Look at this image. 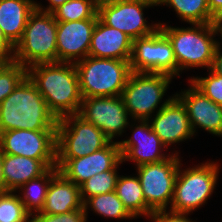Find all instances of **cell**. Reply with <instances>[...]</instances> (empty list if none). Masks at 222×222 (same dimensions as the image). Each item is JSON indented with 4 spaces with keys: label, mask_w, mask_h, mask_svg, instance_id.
Instances as JSON below:
<instances>
[{
    "label": "cell",
    "mask_w": 222,
    "mask_h": 222,
    "mask_svg": "<svg viewBox=\"0 0 222 222\" xmlns=\"http://www.w3.org/2000/svg\"><path fill=\"white\" fill-rule=\"evenodd\" d=\"M27 76L35 84L49 111L57 120L67 115L78 114L82 96L75 64L37 63L27 68Z\"/></svg>",
    "instance_id": "6da1fadb"
},
{
    "label": "cell",
    "mask_w": 222,
    "mask_h": 222,
    "mask_svg": "<svg viewBox=\"0 0 222 222\" xmlns=\"http://www.w3.org/2000/svg\"><path fill=\"white\" fill-rule=\"evenodd\" d=\"M21 129L57 130V118L28 76L0 104V133Z\"/></svg>",
    "instance_id": "7a4b0ae2"
},
{
    "label": "cell",
    "mask_w": 222,
    "mask_h": 222,
    "mask_svg": "<svg viewBox=\"0 0 222 222\" xmlns=\"http://www.w3.org/2000/svg\"><path fill=\"white\" fill-rule=\"evenodd\" d=\"M193 28H174L159 23V28L172 44L174 55L180 70L189 67H204L210 69L218 45L213 39L218 34L215 23L192 24Z\"/></svg>",
    "instance_id": "3957f363"
},
{
    "label": "cell",
    "mask_w": 222,
    "mask_h": 222,
    "mask_svg": "<svg viewBox=\"0 0 222 222\" xmlns=\"http://www.w3.org/2000/svg\"><path fill=\"white\" fill-rule=\"evenodd\" d=\"M75 66L82 98L121 96L132 73L129 61L89 55Z\"/></svg>",
    "instance_id": "277c9868"
},
{
    "label": "cell",
    "mask_w": 222,
    "mask_h": 222,
    "mask_svg": "<svg viewBox=\"0 0 222 222\" xmlns=\"http://www.w3.org/2000/svg\"><path fill=\"white\" fill-rule=\"evenodd\" d=\"M13 61L28 68L37 63L57 62V21L52 13L35 9L29 16Z\"/></svg>",
    "instance_id": "5b68a950"
},
{
    "label": "cell",
    "mask_w": 222,
    "mask_h": 222,
    "mask_svg": "<svg viewBox=\"0 0 222 222\" xmlns=\"http://www.w3.org/2000/svg\"><path fill=\"white\" fill-rule=\"evenodd\" d=\"M218 170L216 163L206 162L182 172L179 164L170 211L189 214L203 205L215 189Z\"/></svg>",
    "instance_id": "8992f818"
},
{
    "label": "cell",
    "mask_w": 222,
    "mask_h": 222,
    "mask_svg": "<svg viewBox=\"0 0 222 222\" xmlns=\"http://www.w3.org/2000/svg\"><path fill=\"white\" fill-rule=\"evenodd\" d=\"M110 140L78 114L57 120L56 158H81L105 147Z\"/></svg>",
    "instance_id": "52a82bcc"
},
{
    "label": "cell",
    "mask_w": 222,
    "mask_h": 222,
    "mask_svg": "<svg viewBox=\"0 0 222 222\" xmlns=\"http://www.w3.org/2000/svg\"><path fill=\"white\" fill-rule=\"evenodd\" d=\"M171 77L162 73L132 72L123 89V98L128 114L137 120H150L167 91Z\"/></svg>",
    "instance_id": "ba28073f"
},
{
    "label": "cell",
    "mask_w": 222,
    "mask_h": 222,
    "mask_svg": "<svg viewBox=\"0 0 222 222\" xmlns=\"http://www.w3.org/2000/svg\"><path fill=\"white\" fill-rule=\"evenodd\" d=\"M157 5L147 0H101L98 1V17L105 25L126 33L133 40L159 29V23L150 26L143 16L145 8Z\"/></svg>",
    "instance_id": "9c48e42d"
},
{
    "label": "cell",
    "mask_w": 222,
    "mask_h": 222,
    "mask_svg": "<svg viewBox=\"0 0 222 222\" xmlns=\"http://www.w3.org/2000/svg\"><path fill=\"white\" fill-rule=\"evenodd\" d=\"M175 154L164 161L137 167L143 196L153 211L166 210L172 203L180 160ZM170 202V203H169Z\"/></svg>",
    "instance_id": "30bf717a"
},
{
    "label": "cell",
    "mask_w": 222,
    "mask_h": 222,
    "mask_svg": "<svg viewBox=\"0 0 222 222\" xmlns=\"http://www.w3.org/2000/svg\"><path fill=\"white\" fill-rule=\"evenodd\" d=\"M129 63L132 72L178 75L172 44L160 28L149 36L133 39Z\"/></svg>",
    "instance_id": "8fae6325"
},
{
    "label": "cell",
    "mask_w": 222,
    "mask_h": 222,
    "mask_svg": "<svg viewBox=\"0 0 222 222\" xmlns=\"http://www.w3.org/2000/svg\"><path fill=\"white\" fill-rule=\"evenodd\" d=\"M57 130H9L0 133L4 154L37 160H56Z\"/></svg>",
    "instance_id": "7c38bea8"
},
{
    "label": "cell",
    "mask_w": 222,
    "mask_h": 222,
    "mask_svg": "<svg viewBox=\"0 0 222 222\" xmlns=\"http://www.w3.org/2000/svg\"><path fill=\"white\" fill-rule=\"evenodd\" d=\"M119 163H123L119 143L113 141L102 149L81 158H56L59 172L79 187L98 173L117 169Z\"/></svg>",
    "instance_id": "4fadbf2b"
},
{
    "label": "cell",
    "mask_w": 222,
    "mask_h": 222,
    "mask_svg": "<svg viewBox=\"0 0 222 222\" xmlns=\"http://www.w3.org/2000/svg\"><path fill=\"white\" fill-rule=\"evenodd\" d=\"M78 115L93 123L112 141L128 126V112L121 96L82 98Z\"/></svg>",
    "instance_id": "5bb4252c"
},
{
    "label": "cell",
    "mask_w": 222,
    "mask_h": 222,
    "mask_svg": "<svg viewBox=\"0 0 222 222\" xmlns=\"http://www.w3.org/2000/svg\"><path fill=\"white\" fill-rule=\"evenodd\" d=\"M96 23L97 19L57 22V62L75 64L86 58Z\"/></svg>",
    "instance_id": "9a60e30c"
},
{
    "label": "cell",
    "mask_w": 222,
    "mask_h": 222,
    "mask_svg": "<svg viewBox=\"0 0 222 222\" xmlns=\"http://www.w3.org/2000/svg\"><path fill=\"white\" fill-rule=\"evenodd\" d=\"M157 110L155 117L149 122L166 147L194 135L186 108L176 95L166 99Z\"/></svg>",
    "instance_id": "2e32d148"
},
{
    "label": "cell",
    "mask_w": 222,
    "mask_h": 222,
    "mask_svg": "<svg viewBox=\"0 0 222 222\" xmlns=\"http://www.w3.org/2000/svg\"><path fill=\"white\" fill-rule=\"evenodd\" d=\"M139 126L133 131V137L128 140L118 141L122 161L131 159L138 166L157 163L168 159L161 153L166 148L158 135L152 130L149 120H138ZM163 147V148H162Z\"/></svg>",
    "instance_id": "e0dca14e"
},
{
    "label": "cell",
    "mask_w": 222,
    "mask_h": 222,
    "mask_svg": "<svg viewBox=\"0 0 222 222\" xmlns=\"http://www.w3.org/2000/svg\"><path fill=\"white\" fill-rule=\"evenodd\" d=\"M190 89L175 94L186 108L192 130L196 126L207 132L222 136V106L205 96L192 83Z\"/></svg>",
    "instance_id": "ac0fdd59"
},
{
    "label": "cell",
    "mask_w": 222,
    "mask_h": 222,
    "mask_svg": "<svg viewBox=\"0 0 222 222\" xmlns=\"http://www.w3.org/2000/svg\"><path fill=\"white\" fill-rule=\"evenodd\" d=\"M133 40L124 32L105 25L99 18L94 28L89 56L129 61Z\"/></svg>",
    "instance_id": "d6986e66"
},
{
    "label": "cell",
    "mask_w": 222,
    "mask_h": 222,
    "mask_svg": "<svg viewBox=\"0 0 222 222\" xmlns=\"http://www.w3.org/2000/svg\"><path fill=\"white\" fill-rule=\"evenodd\" d=\"M56 167V160H37L25 156L3 153V178L6 188L16 192L18 188Z\"/></svg>",
    "instance_id": "ffe728a7"
},
{
    "label": "cell",
    "mask_w": 222,
    "mask_h": 222,
    "mask_svg": "<svg viewBox=\"0 0 222 222\" xmlns=\"http://www.w3.org/2000/svg\"><path fill=\"white\" fill-rule=\"evenodd\" d=\"M83 208L80 187L60 172L52 179L43 209L37 214H62Z\"/></svg>",
    "instance_id": "44dd1931"
},
{
    "label": "cell",
    "mask_w": 222,
    "mask_h": 222,
    "mask_svg": "<svg viewBox=\"0 0 222 222\" xmlns=\"http://www.w3.org/2000/svg\"><path fill=\"white\" fill-rule=\"evenodd\" d=\"M36 9L32 0H0V28L14 45L22 39L30 14Z\"/></svg>",
    "instance_id": "7402d4cb"
},
{
    "label": "cell",
    "mask_w": 222,
    "mask_h": 222,
    "mask_svg": "<svg viewBox=\"0 0 222 222\" xmlns=\"http://www.w3.org/2000/svg\"><path fill=\"white\" fill-rule=\"evenodd\" d=\"M115 193L133 218L139 215L151 218L154 212L146 204L138 176H118Z\"/></svg>",
    "instance_id": "603a6c76"
},
{
    "label": "cell",
    "mask_w": 222,
    "mask_h": 222,
    "mask_svg": "<svg viewBox=\"0 0 222 222\" xmlns=\"http://www.w3.org/2000/svg\"><path fill=\"white\" fill-rule=\"evenodd\" d=\"M58 172L59 170L57 167H51L43 175L31 179L18 188L23 192L21 193L23 194V197L19 195V198L22 201L26 211L31 216L33 214V210L39 213L43 209L51 179Z\"/></svg>",
    "instance_id": "cb8c5ba5"
},
{
    "label": "cell",
    "mask_w": 222,
    "mask_h": 222,
    "mask_svg": "<svg viewBox=\"0 0 222 222\" xmlns=\"http://www.w3.org/2000/svg\"><path fill=\"white\" fill-rule=\"evenodd\" d=\"M168 5L175 9L183 21L190 24L215 23L216 19L211 15L208 0H159L158 5Z\"/></svg>",
    "instance_id": "d4e9b609"
},
{
    "label": "cell",
    "mask_w": 222,
    "mask_h": 222,
    "mask_svg": "<svg viewBox=\"0 0 222 222\" xmlns=\"http://www.w3.org/2000/svg\"><path fill=\"white\" fill-rule=\"evenodd\" d=\"M88 206L98 215L104 217L115 219H131L133 217L124 207L123 202L118 198L115 191L88 198L83 203L86 215Z\"/></svg>",
    "instance_id": "484cf974"
},
{
    "label": "cell",
    "mask_w": 222,
    "mask_h": 222,
    "mask_svg": "<svg viewBox=\"0 0 222 222\" xmlns=\"http://www.w3.org/2000/svg\"><path fill=\"white\" fill-rule=\"evenodd\" d=\"M52 14L57 22L98 19V1L68 0Z\"/></svg>",
    "instance_id": "4316f807"
},
{
    "label": "cell",
    "mask_w": 222,
    "mask_h": 222,
    "mask_svg": "<svg viewBox=\"0 0 222 222\" xmlns=\"http://www.w3.org/2000/svg\"><path fill=\"white\" fill-rule=\"evenodd\" d=\"M116 172L117 169L103 171L85 181L80 186L83 203L93 196L115 191L116 182L119 176Z\"/></svg>",
    "instance_id": "83f0119b"
},
{
    "label": "cell",
    "mask_w": 222,
    "mask_h": 222,
    "mask_svg": "<svg viewBox=\"0 0 222 222\" xmlns=\"http://www.w3.org/2000/svg\"><path fill=\"white\" fill-rule=\"evenodd\" d=\"M8 191L0 194V222H31L19 195Z\"/></svg>",
    "instance_id": "f1b7e54d"
},
{
    "label": "cell",
    "mask_w": 222,
    "mask_h": 222,
    "mask_svg": "<svg viewBox=\"0 0 222 222\" xmlns=\"http://www.w3.org/2000/svg\"><path fill=\"white\" fill-rule=\"evenodd\" d=\"M27 76V68L15 61L4 63L0 68V104Z\"/></svg>",
    "instance_id": "f546056e"
},
{
    "label": "cell",
    "mask_w": 222,
    "mask_h": 222,
    "mask_svg": "<svg viewBox=\"0 0 222 222\" xmlns=\"http://www.w3.org/2000/svg\"><path fill=\"white\" fill-rule=\"evenodd\" d=\"M209 71L208 77H193L189 81L205 96L222 106V76L216 74L211 68Z\"/></svg>",
    "instance_id": "4dcf8cb0"
},
{
    "label": "cell",
    "mask_w": 222,
    "mask_h": 222,
    "mask_svg": "<svg viewBox=\"0 0 222 222\" xmlns=\"http://www.w3.org/2000/svg\"><path fill=\"white\" fill-rule=\"evenodd\" d=\"M31 222H86L87 215L84 207L62 214H33Z\"/></svg>",
    "instance_id": "1f68e13d"
},
{
    "label": "cell",
    "mask_w": 222,
    "mask_h": 222,
    "mask_svg": "<svg viewBox=\"0 0 222 222\" xmlns=\"http://www.w3.org/2000/svg\"><path fill=\"white\" fill-rule=\"evenodd\" d=\"M188 213H176L166 210H159L151 215L153 222H194L187 218Z\"/></svg>",
    "instance_id": "d6a6232c"
},
{
    "label": "cell",
    "mask_w": 222,
    "mask_h": 222,
    "mask_svg": "<svg viewBox=\"0 0 222 222\" xmlns=\"http://www.w3.org/2000/svg\"><path fill=\"white\" fill-rule=\"evenodd\" d=\"M15 46L6 38L0 28V58L5 62L13 60Z\"/></svg>",
    "instance_id": "836d02e7"
},
{
    "label": "cell",
    "mask_w": 222,
    "mask_h": 222,
    "mask_svg": "<svg viewBox=\"0 0 222 222\" xmlns=\"http://www.w3.org/2000/svg\"><path fill=\"white\" fill-rule=\"evenodd\" d=\"M220 43H218L215 56L213 58V64L211 69L216 73L222 76V52L220 50Z\"/></svg>",
    "instance_id": "e575fe53"
},
{
    "label": "cell",
    "mask_w": 222,
    "mask_h": 222,
    "mask_svg": "<svg viewBox=\"0 0 222 222\" xmlns=\"http://www.w3.org/2000/svg\"><path fill=\"white\" fill-rule=\"evenodd\" d=\"M209 11L217 20L222 16V0H208Z\"/></svg>",
    "instance_id": "d590c367"
},
{
    "label": "cell",
    "mask_w": 222,
    "mask_h": 222,
    "mask_svg": "<svg viewBox=\"0 0 222 222\" xmlns=\"http://www.w3.org/2000/svg\"><path fill=\"white\" fill-rule=\"evenodd\" d=\"M48 1L50 5L47 8L43 9L39 4L36 3V9L47 13H53L56 9H58L68 0H48Z\"/></svg>",
    "instance_id": "8d00e7d4"
},
{
    "label": "cell",
    "mask_w": 222,
    "mask_h": 222,
    "mask_svg": "<svg viewBox=\"0 0 222 222\" xmlns=\"http://www.w3.org/2000/svg\"><path fill=\"white\" fill-rule=\"evenodd\" d=\"M3 178V153L0 149V194L8 192Z\"/></svg>",
    "instance_id": "74e56055"
},
{
    "label": "cell",
    "mask_w": 222,
    "mask_h": 222,
    "mask_svg": "<svg viewBox=\"0 0 222 222\" xmlns=\"http://www.w3.org/2000/svg\"><path fill=\"white\" fill-rule=\"evenodd\" d=\"M216 26H217V30L218 32H220L221 37H222V16H220L216 22H215Z\"/></svg>",
    "instance_id": "f35d334b"
},
{
    "label": "cell",
    "mask_w": 222,
    "mask_h": 222,
    "mask_svg": "<svg viewBox=\"0 0 222 222\" xmlns=\"http://www.w3.org/2000/svg\"><path fill=\"white\" fill-rule=\"evenodd\" d=\"M5 62L0 58V68L2 67V65L4 64Z\"/></svg>",
    "instance_id": "ab89813d"
},
{
    "label": "cell",
    "mask_w": 222,
    "mask_h": 222,
    "mask_svg": "<svg viewBox=\"0 0 222 222\" xmlns=\"http://www.w3.org/2000/svg\"><path fill=\"white\" fill-rule=\"evenodd\" d=\"M147 1L158 3L159 0H147Z\"/></svg>",
    "instance_id": "60d3db41"
}]
</instances>
